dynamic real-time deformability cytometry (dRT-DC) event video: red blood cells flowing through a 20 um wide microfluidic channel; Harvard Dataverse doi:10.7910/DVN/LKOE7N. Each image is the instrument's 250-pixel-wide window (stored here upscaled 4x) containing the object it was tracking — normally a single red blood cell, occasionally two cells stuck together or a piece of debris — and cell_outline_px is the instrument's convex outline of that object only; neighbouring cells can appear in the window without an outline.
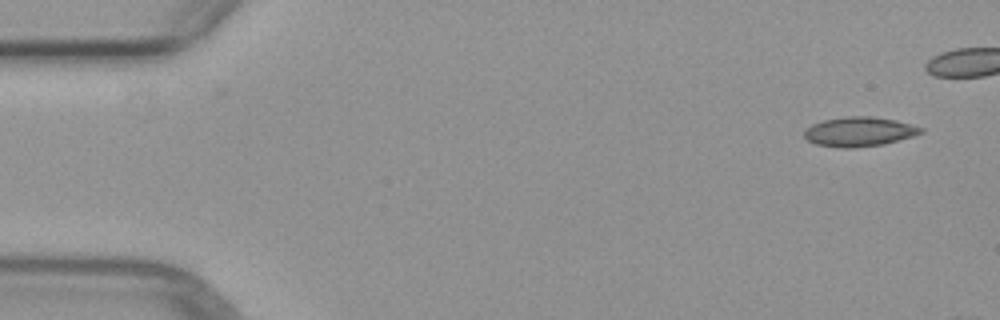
{"species": "common noctule bat (a hibernating species)", "species_latin": "Nyctalus noctula", "temperature_condition": "warm", "stored_images_in_passage": 3, "camera_frame_rate_fps": 3000, "um_per_image_px": 0.085, "animal": {"sex": "female", "body_mass_g": 29.2, "forearm_length_mm": 56.3}, "frame": {"image": 1, "passage_image": 1, "time_ms": 0.0, "image_size_px": [1000, 320], "cell_outline_px": [[924, 132], [912, 136], [884, 144], [844, 148], [816, 144], [808, 140], [804, 136], [804, 132], [812, 124], [824, 120], [844, 116], [868, 116], [896, 120], [924, 128]], "centroid_in_image_um": [73.04, 11.18], "position_along_channel_um": 12.0, "area_um2": 19.77}}